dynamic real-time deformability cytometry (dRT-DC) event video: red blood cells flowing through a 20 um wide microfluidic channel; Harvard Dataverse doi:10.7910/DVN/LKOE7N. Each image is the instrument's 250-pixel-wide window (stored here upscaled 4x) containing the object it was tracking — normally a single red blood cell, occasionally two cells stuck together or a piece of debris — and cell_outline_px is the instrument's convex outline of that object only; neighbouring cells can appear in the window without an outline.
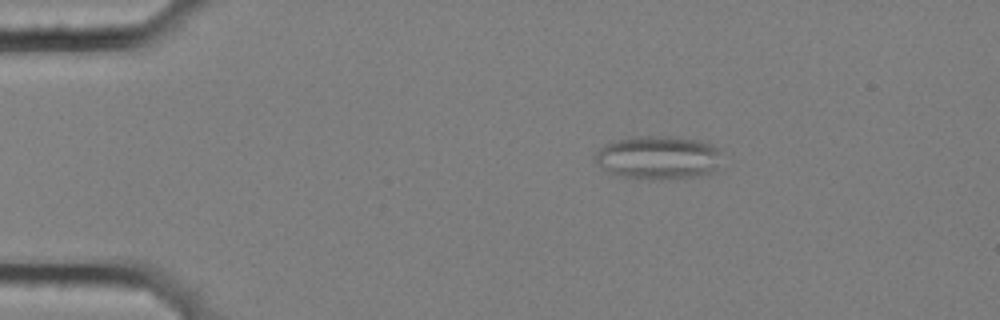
{"species": "common noctule bat (a hibernating species)", "species_latin": "Nyctalus noctula", "temperature_condition": "cold", "stored_images_in_passage": 3, "camera_frame_rate_fps": 3000, "um_per_image_px": 0.085, "animal": {"sex": "female", "body_mass_g": 25.1}, "frame": {"image": 1, "passage_image": 1, "time_ms": 0.0, "image_size_px": [1000, 320], "cell_outline_px": [[716, 168], [712, 172], [700, 176], [620, 176], [608, 172], [600, 168], [592, 156], [604, 144], [612, 140], [632, 136], [668, 136], [700, 140], [712, 144], [716, 148]], "centroid_in_image_um": [55.83, 13.32], "position_along_channel_um": 29.2, "area_um2": 31.04}}